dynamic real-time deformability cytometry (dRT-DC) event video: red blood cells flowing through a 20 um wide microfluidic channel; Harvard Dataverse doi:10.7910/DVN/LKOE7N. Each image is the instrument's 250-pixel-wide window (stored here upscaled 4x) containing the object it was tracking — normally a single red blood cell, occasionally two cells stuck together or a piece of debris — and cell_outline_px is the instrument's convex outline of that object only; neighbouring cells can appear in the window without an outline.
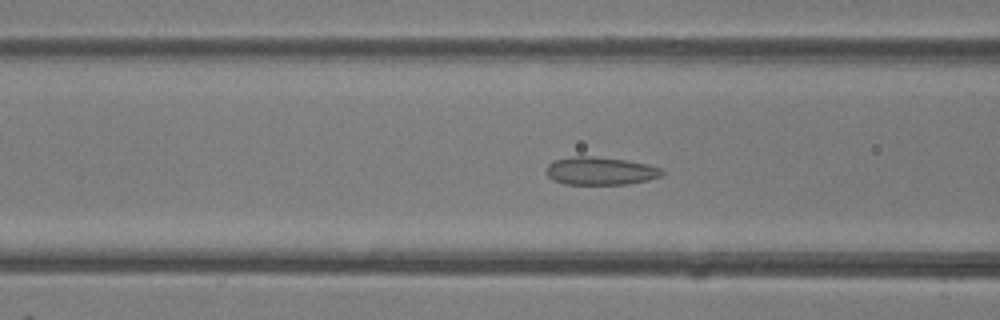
{"species": "common noctule bat (a hibernating species)", "species_latin": "Nyctalus noctula", "temperature_condition": "room temperature", "stored_images_in_passage": 48, "camera_frame_rate_fps": 3000, "um_per_image_px": 0.085, "animal": {"sex": "female"}, "frame": {"image": 1, "passage_image": 19, "time_ms": 6.0, "image_size_px": [1000, 320], "cell_outline_px": [[664, 172], [660, 176], [648, 180], [628, 184], [564, 184], [552, 180], [544, 172], [548, 164], [556, 160], [572, 156], [596, 156], [624, 160], [648, 164], [660, 168]], "centroid_in_image_um": [50.99, 14.53], "position_along_channel_um": 115.6, "area_um2": 18.9}}
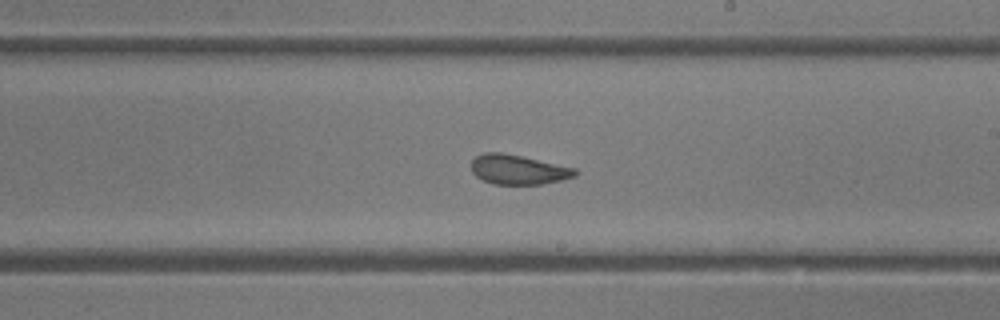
{"frame": {"image": 2, "passage_image": 28, "time_ms": 9.0, "image_size_px": [1000, 320], "cell_outline_px": [[576, 176], [560, 180], [540, 184], [492, 184], [476, 176], [472, 172], [472, 160], [476, 156], [484, 152], [500, 152], [520, 156], [576, 168]], "centroid_in_image_um": [44.02, 14.41], "position_along_channel_um": 245.0, "area_um2": 17.69}}
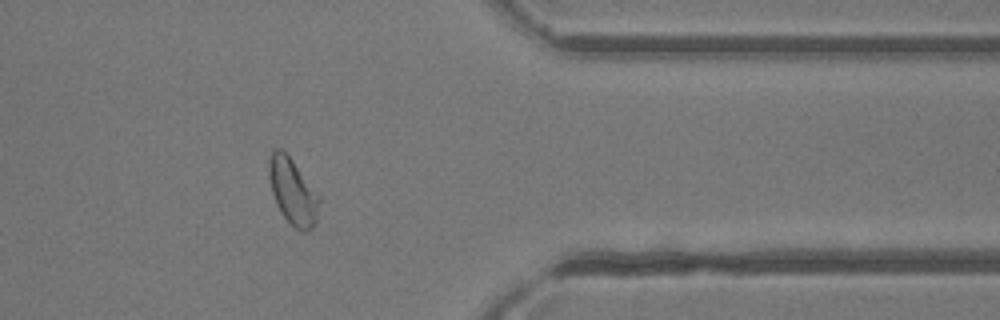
{"frame": {"image": 3, "passage_image": 39, "time_ms": 12.667, "image_size_px": [1000, 320], "cell_outline_px": [[320, 200], [316, 224], [312, 228], [304, 232], [296, 228], [284, 216], [276, 204], [272, 192], [268, 176], [268, 164], [272, 152], [276, 148], [280, 148], [292, 160], [320, 192]], "centroid_in_image_um": [24.92, 16.28], "position_along_channel_um": 386.5, "area_um2": 19.54}, "authors_computed_cell_mechanics": {"area_um2": 19.9121, "velocity_mm_per_s": 4.3132, "shape_relaxation_time_tau1_ms": 4.6416, "shape_relaxation_time_tau2_ms": 0.9542, "deformation_change_tau1": 0.1234, "deformation_change_tau2": 0.0717}}